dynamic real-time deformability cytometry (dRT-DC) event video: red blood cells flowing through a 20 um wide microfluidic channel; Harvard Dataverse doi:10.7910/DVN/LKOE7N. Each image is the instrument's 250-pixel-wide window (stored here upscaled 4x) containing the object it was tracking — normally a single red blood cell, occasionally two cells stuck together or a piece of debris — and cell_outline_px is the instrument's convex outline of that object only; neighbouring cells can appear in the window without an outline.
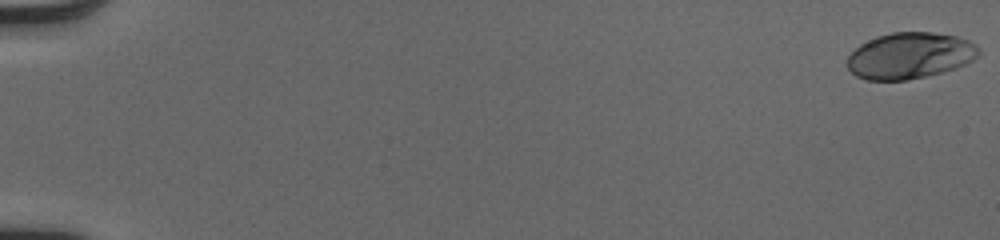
{"species": "human", "species_latin": "Homo sapiens", "temperature_condition": "cold", "stored_images_in_passage": 53, "camera_frame_rate_fps": 3000, "um_per_image_px": 0.085, "donor": {"sex": "male"}, "frame": {"image": 1, "passage_image": 1, "time_ms": 0.0, "image_size_px": [1000, 240], "cell_outline_px": [[980, 56], [956, 68], [908, 80], [868, 80], [856, 76], [848, 68], [848, 56], [860, 44], [876, 36], [892, 32], [932, 32], [956, 36], [968, 40], [976, 44], [980, 48]], "centroid_in_image_um": [77.36, 4.72], "position_along_channel_um": 7.6, "area_um2": 35.37}}
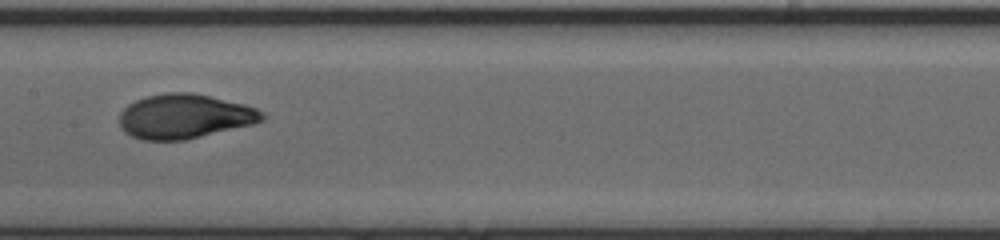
{"frame": {"image": 2, "passage_image": 29, "time_ms": 9.333, "image_size_px": [1000, 240], "cell_outline_px": [[268, 116], [264, 120], [256, 124], [184, 140], [140, 140], [124, 132], [120, 128], [120, 112], [128, 104], [136, 100], [148, 96], [168, 92], [192, 92], [244, 104], [256, 108], [264, 112]], "centroid_in_image_um": [15.72, 9.9], "position_along_channel_um": 191.7, "area_um2": 37.28}}
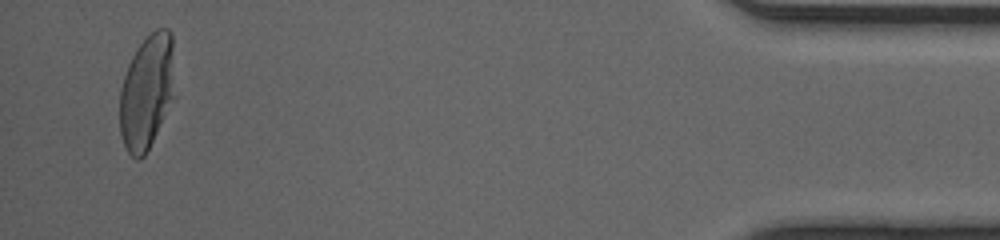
{"frame": {"image": 3, "passage_image": 51, "time_ms": 16.667, "image_size_px": [1000, 240], "cell_outline_px": [[176, 96], [144, 156], [140, 160], [136, 160], [128, 152], [124, 144], [120, 132], [120, 88], [128, 64], [136, 48], [156, 28], [168, 28], [172, 32]], "centroid_in_image_um": [12.51, 7.78], "position_along_channel_um": 422.7, "area_um2": 37.34}, "authors_computed_cell_mechanics": {"area_um2": 35.9516, "velocity_mm_per_s": 4.0877, "shape_relaxation_time_tau1_ms": 4.6995, "shape_relaxation_time_tau2_ms": null, "deformation_change_tau1": 0.2131, "deformation_change_tau2": null}}